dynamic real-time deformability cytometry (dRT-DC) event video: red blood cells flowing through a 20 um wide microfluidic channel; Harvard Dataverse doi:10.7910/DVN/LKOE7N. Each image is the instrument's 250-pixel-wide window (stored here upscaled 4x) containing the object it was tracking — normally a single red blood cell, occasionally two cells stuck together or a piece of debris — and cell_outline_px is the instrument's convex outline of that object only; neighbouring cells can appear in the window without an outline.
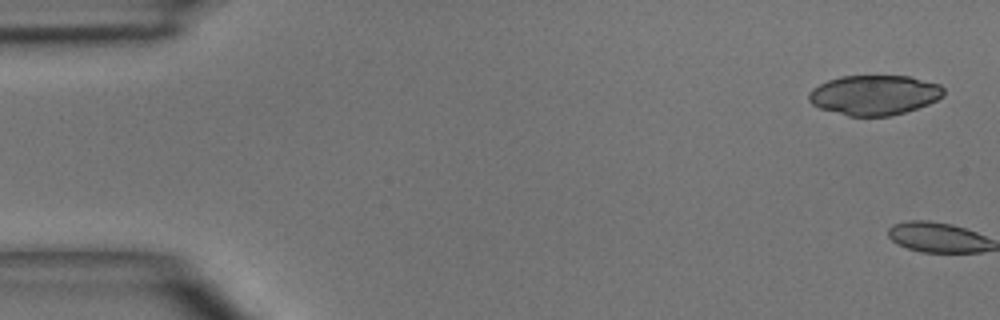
{"species": "common noctule bat (a hibernating species)", "species_latin": "Nyctalus noctula", "temperature_condition": "room temperature", "stored_images_in_passage": 5, "camera_frame_rate_fps": 3000, "um_per_image_px": 0.085, "animal": {"sex": "male", "body_mass_g": 15.6}, "frame": {"image": 1, "passage_image": 1, "time_ms": 0.0, "image_size_px": [1000, 320], "cell_outline_px": [[944, 96], [928, 104], [892, 116], [848, 116], [820, 108], [812, 104], [808, 100], [808, 92], [812, 88], [828, 80], [840, 76], [912, 76], [940, 84], [944, 88]], "centroid_in_image_um": [74.32, 8.07], "position_along_channel_um": 10.7, "area_um2": 31.5}}
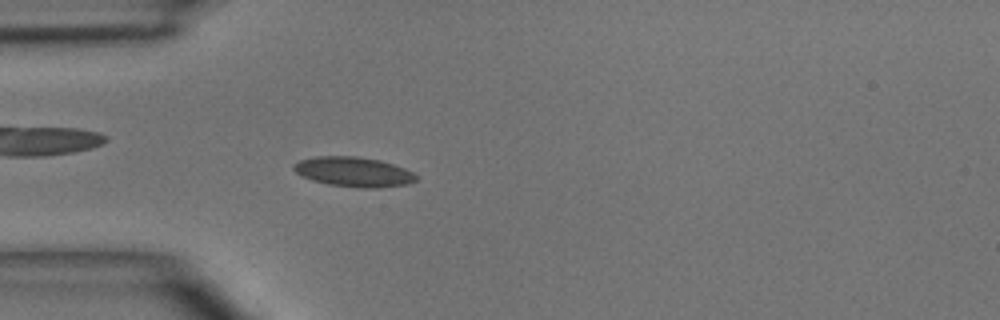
{"frame": {"image": 2, "passage_image": 5, "time_ms": 4.667, "image_size_px": [1000, 320], "cell_outline_px": [[420, 176], [416, 180], [408, 184], [380, 188], [360, 188], [328, 184], [312, 180], [296, 172], [292, 168], [292, 164], [300, 160], [316, 156], [356, 156], [380, 160], [404, 168]], "centroid_in_image_um": [30.08, 14.61], "position_along_channel_um": 54.9, "area_um2": 21.33}}